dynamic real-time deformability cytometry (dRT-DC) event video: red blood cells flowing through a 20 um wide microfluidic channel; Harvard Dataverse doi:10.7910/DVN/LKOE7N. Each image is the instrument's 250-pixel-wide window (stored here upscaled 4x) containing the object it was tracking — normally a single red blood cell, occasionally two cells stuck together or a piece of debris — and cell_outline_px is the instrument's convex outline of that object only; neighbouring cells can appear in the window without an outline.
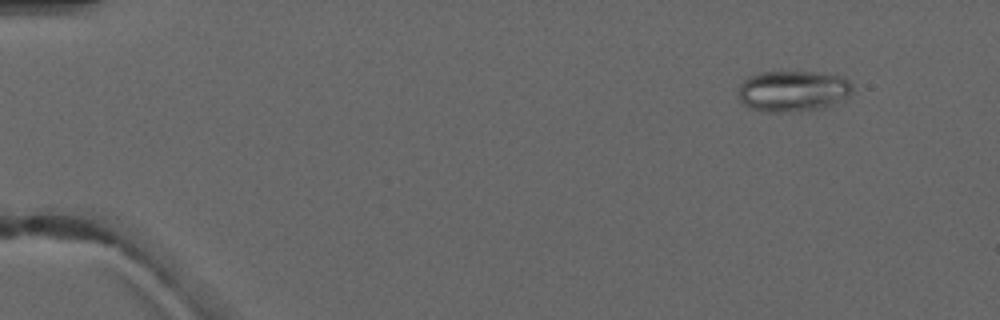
{"species": "common noctule bat (a hibernating species)", "species_latin": "Nyctalus noctula", "temperature_condition": "warm", "stored_images_in_passage": 5, "camera_frame_rate_fps": 3000, "um_per_image_px": 0.085, "animal": {"sex": "male", "forearm_length_mm": 52.5}, "frame": {"image": 1, "passage_image": 2, "time_ms": 1.0, "image_size_px": [1000, 320], "cell_outline_px": [[852, 92], [844, 100], [820, 108], [792, 112], [764, 112], [748, 108], [736, 96], [740, 84], [748, 76], [760, 72], [812, 72], [840, 76], [848, 80], [852, 84]], "centroid_in_image_um": [67.35, 7.75], "position_along_channel_um": 17.7, "area_um2": 27.51}}